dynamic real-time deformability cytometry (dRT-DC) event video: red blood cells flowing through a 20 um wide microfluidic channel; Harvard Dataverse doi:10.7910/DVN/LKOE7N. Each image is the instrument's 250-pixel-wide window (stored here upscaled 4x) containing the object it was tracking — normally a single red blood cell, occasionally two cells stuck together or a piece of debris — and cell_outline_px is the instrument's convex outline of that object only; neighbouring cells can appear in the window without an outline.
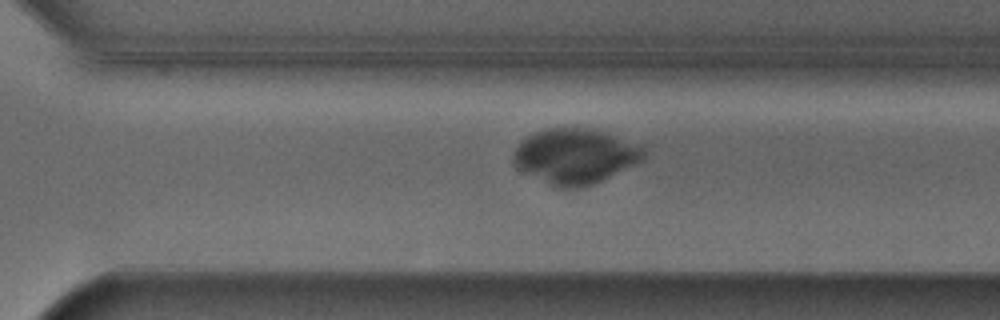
{"species": "Egyptian fruit bat (a non-hibernating species)", "species_latin": "Rousettus aegyptiacus", "temperature_condition": "cold", "stored_images_in_passage": 39, "camera_frame_rate_fps": 3000, "um_per_image_px": 0.085, "animal": {"sex": "male"}, "frame": {"image": 1, "passage_image": 32, "time_ms": 10.333, "image_size_px": [1000, 320], "cell_outline_px": [[648, 152], [644, 160], [592, 184], [580, 188], [560, 188], [516, 168], [512, 164], [512, 152], [520, 140], [536, 132], [548, 128], [564, 124], [588, 128], [644, 144]], "centroid_in_image_um": [48.9, 13.22], "position_along_channel_um": 321.7, "area_um2": 42.66}}
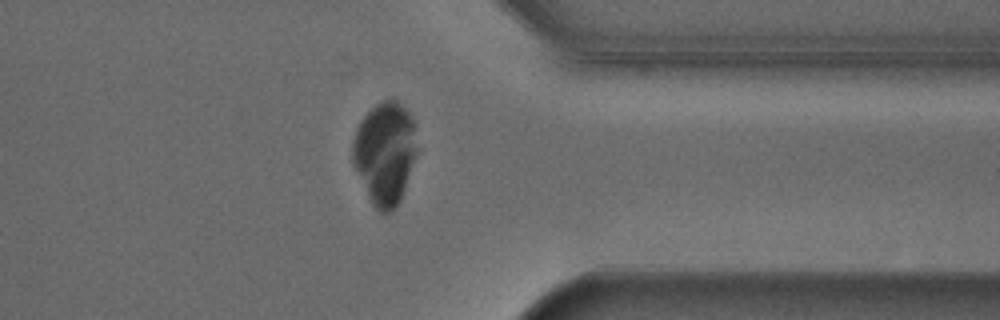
{"frame": {"image": 2, "passage_image": 37, "time_ms": 12.0, "image_size_px": [1000, 320], "cell_outline_px": [[416, 156], [400, 200], [388, 212], [380, 212], [372, 204], [352, 164], [352, 140], [356, 128], [360, 120], [376, 104], [384, 100], [396, 100], [408, 112], [416, 124]], "centroid_in_image_um": [32.7, 12.98], "position_along_channel_um": 378.7, "area_um2": 38.32}}